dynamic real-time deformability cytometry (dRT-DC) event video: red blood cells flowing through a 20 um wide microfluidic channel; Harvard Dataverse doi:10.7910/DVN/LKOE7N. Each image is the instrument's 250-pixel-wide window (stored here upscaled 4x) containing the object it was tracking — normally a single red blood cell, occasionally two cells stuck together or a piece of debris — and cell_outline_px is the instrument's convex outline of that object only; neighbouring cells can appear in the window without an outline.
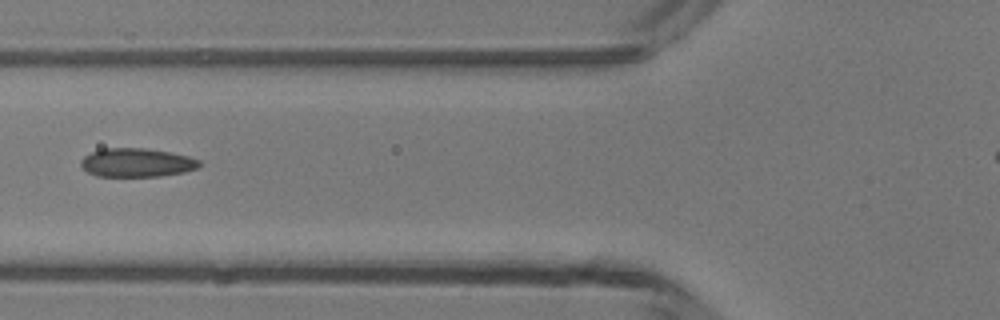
{"species": "common noctule bat (a hibernating species)", "species_latin": "Nyctalus noctula", "temperature_condition": "room temperature", "stored_images_in_passage": 3, "camera_frame_rate_fps": 3000, "um_per_image_px": 0.085, "animal": {"sex": "male", "body_mass_g": 13.3}, "frame": {"image": 1, "passage_image": 3, "time_ms": 2.333, "image_size_px": [1000, 320], "cell_outline_px": [[200, 164], [196, 168], [184, 172], [160, 176], [96, 176], [88, 172], [80, 164], [80, 160], [84, 156], [92, 152], [104, 148], [148, 148], [188, 156], [200, 160]], "centroid_in_image_um": [11.61, 13.82], "position_along_channel_um": 114.2, "area_um2": 19.71}}